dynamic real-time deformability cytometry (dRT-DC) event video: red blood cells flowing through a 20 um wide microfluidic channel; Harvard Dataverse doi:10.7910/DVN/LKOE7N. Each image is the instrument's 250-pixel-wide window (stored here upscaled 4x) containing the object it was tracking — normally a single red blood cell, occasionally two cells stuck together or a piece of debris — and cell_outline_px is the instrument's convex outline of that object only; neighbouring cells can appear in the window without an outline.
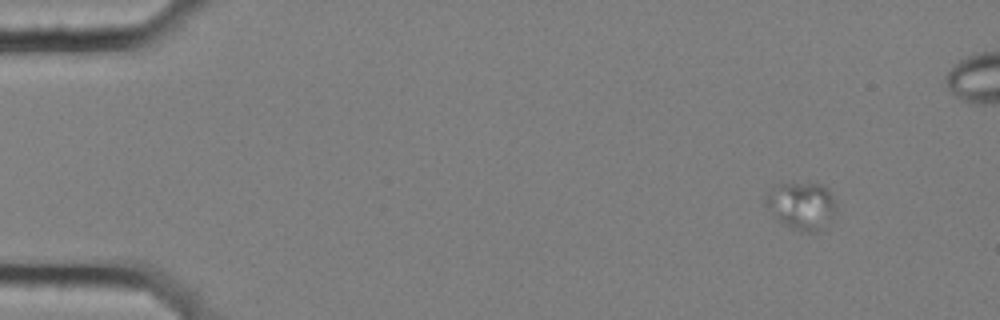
{"species": "common noctule bat (a hibernating species)", "species_latin": "Nyctalus noctula", "temperature_condition": "cold", "stored_images_in_passage": 61, "camera_frame_rate_fps": 3000, "um_per_image_px": 0.085, "animal": {"sex": "female", "body_mass_g": 25.1}, "frame": {"image": 1, "passage_image": 8, "time_ms": 2.333, "image_size_px": [1000, 320], "cell_outline_px": [[836, 208], [832, 216], [816, 232], [800, 232], [784, 224], [764, 204], [764, 196], [776, 184], [820, 184], [828, 188], [836, 204]], "centroid_in_image_um": [68.11, 17.47], "position_along_channel_um": 16.9, "area_um2": 19.07}}
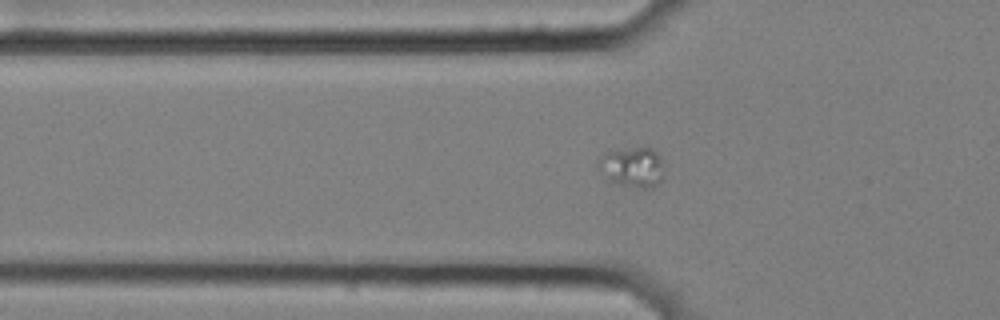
{"frame": {"image": 2, "passage_image": 22, "time_ms": 7.0, "image_size_px": [1000, 320], "cell_outline_px": [[664, 180], [652, 188], [640, 188], [620, 184], [608, 180], [600, 164], [600, 156], [608, 152], [636, 148], [652, 148], [664, 160]], "centroid_in_image_um": [53.88, 14.23], "position_along_channel_um": 71.9, "area_um2": 15.14}}
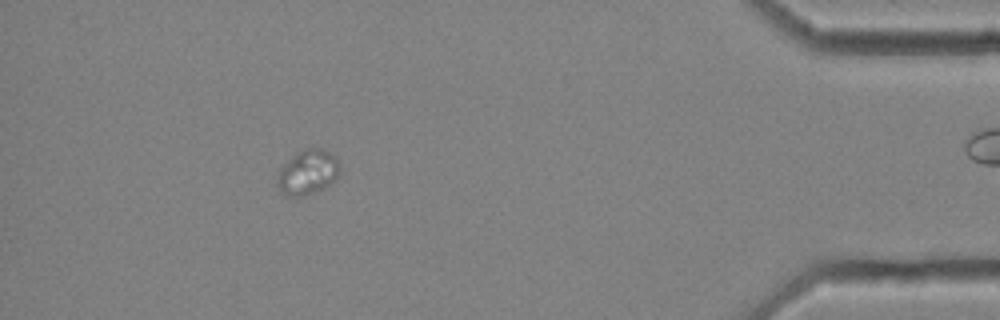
{"frame": {"image": 3, "passage_image": 55, "time_ms": 18.0, "image_size_px": [1000, 320], "cell_outline_px": [[340, 172], [328, 184], [316, 192], [304, 196], [288, 196], [276, 184], [276, 176], [280, 168], [296, 152], [308, 148], [320, 148], [332, 152], [336, 156], [340, 164]], "centroid_in_image_um": [26.16, 14.61], "position_along_channel_um": 409.0, "area_um2": 16.3}}